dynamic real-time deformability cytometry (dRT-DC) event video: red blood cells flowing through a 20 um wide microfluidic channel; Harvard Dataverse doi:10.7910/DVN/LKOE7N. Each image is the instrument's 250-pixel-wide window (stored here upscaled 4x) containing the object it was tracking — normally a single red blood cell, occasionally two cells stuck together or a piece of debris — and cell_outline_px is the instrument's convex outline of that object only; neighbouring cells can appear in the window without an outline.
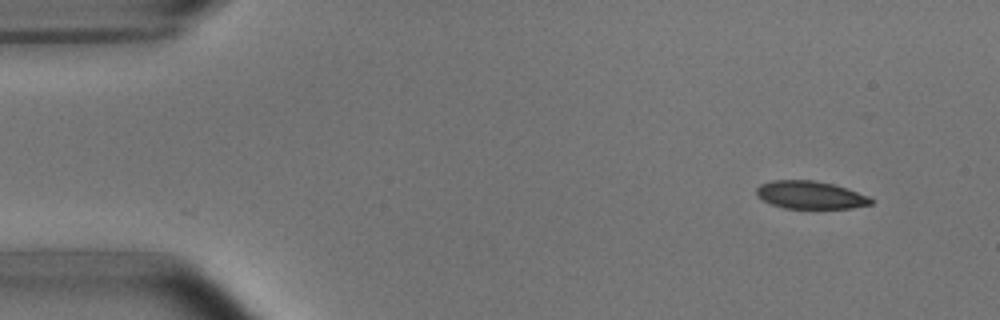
{"species": "common noctule bat (a hibernating species)", "species_latin": "Nyctalus noctula", "temperature_condition": "room temperature", "stored_images_in_passage": 4, "camera_frame_rate_fps": 3000, "um_per_image_px": 0.085, "animal": {"sex": "male", "body_mass_g": 15.6}, "frame": {"image": 1, "passage_image": 1, "time_ms": 0.0, "image_size_px": [1000, 320], "cell_outline_px": [[872, 204], [852, 208], [784, 208], [760, 200], [756, 196], [756, 188], [760, 184], [772, 180], [812, 180], [832, 184], [848, 188], [868, 196], [872, 200]], "centroid_in_image_um": [68.84, 16.57], "position_along_channel_um": 16.2, "area_um2": 18.61}}
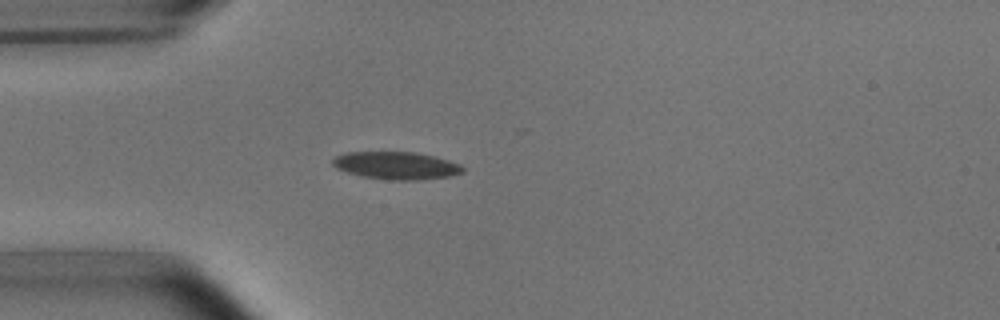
{"frame": {"image": 2, "passage_image": 4, "time_ms": 3.333, "image_size_px": [1000, 320], "cell_outline_px": [[464, 172], [448, 176], [416, 180], [388, 180], [364, 176], [348, 172], [336, 168], [332, 164], [332, 160], [336, 156], [348, 152], [412, 152], [432, 156], [448, 160], [460, 164], [464, 168]], "centroid_in_image_um": [33.68, 14.07], "position_along_channel_um": 51.3, "area_um2": 20.63}}